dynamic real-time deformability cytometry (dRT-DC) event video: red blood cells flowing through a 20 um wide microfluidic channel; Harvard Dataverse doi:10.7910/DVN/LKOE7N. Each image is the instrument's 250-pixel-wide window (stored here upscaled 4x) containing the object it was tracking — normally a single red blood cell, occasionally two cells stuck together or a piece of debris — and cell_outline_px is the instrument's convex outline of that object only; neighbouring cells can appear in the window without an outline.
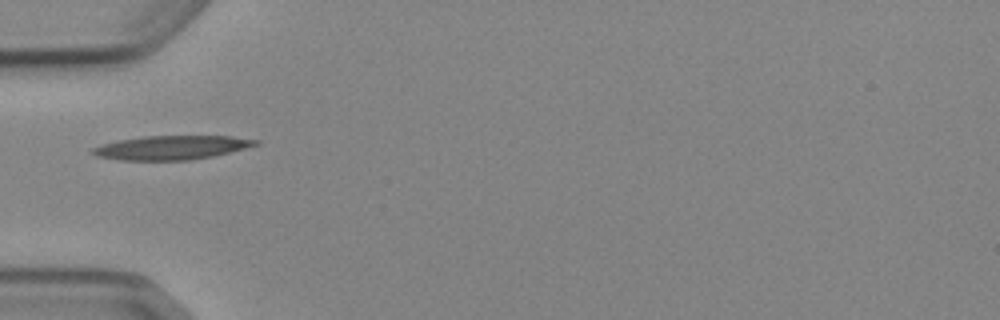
{"species": "Egyptian fruit bat (a non-hibernating species)", "species_latin": "Rousettus aegyptiacus", "temperature_condition": "cold", "stored_images_in_passage": 2, "camera_frame_rate_fps": 3000, "um_per_image_px": 0.085, "animal": {"sex": "female"}, "frame": {"image": 1, "passage_image": 1, "time_ms": 0.0, "image_size_px": [1000, 320], "cell_outline_px": [[260, 144], [212, 156], [188, 160], [120, 160], [96, 156], [88, 152], [92, 148], [104, 144], [120, 140], [144, 136], [232, 136], [260, 140]], "centroid_in_image_um": [14.56, 12.54], "position_along_channel_um": 70.4, "area_um2": 22.6}}
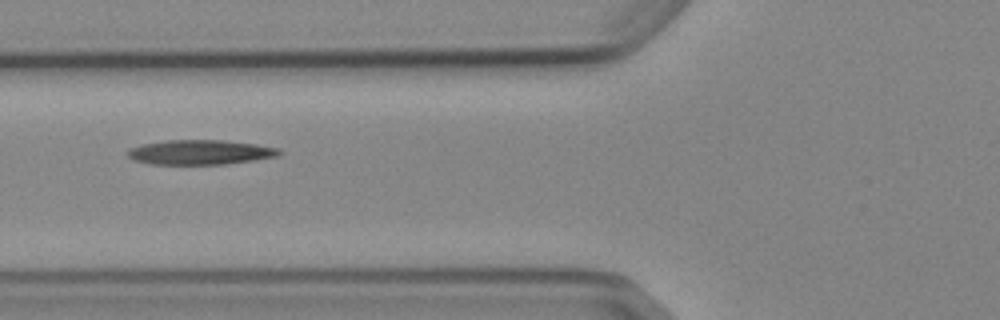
{"frame": {"image": 2, "passage_image": 2, "time_ms": 1.0, "image_size_px": [1000, 320], "cell_outline_px": [[284, 152], [280, 156], [224, 164], [148, 164], [132, 160], [124, 152], [140, 144], [164, 140], [224, 140], [256, 144], [280, 148]], "centroid_in_image_um": [17.01, 12.93], "position_along_channel_um": 108.8, "area_um2": 22.08}}